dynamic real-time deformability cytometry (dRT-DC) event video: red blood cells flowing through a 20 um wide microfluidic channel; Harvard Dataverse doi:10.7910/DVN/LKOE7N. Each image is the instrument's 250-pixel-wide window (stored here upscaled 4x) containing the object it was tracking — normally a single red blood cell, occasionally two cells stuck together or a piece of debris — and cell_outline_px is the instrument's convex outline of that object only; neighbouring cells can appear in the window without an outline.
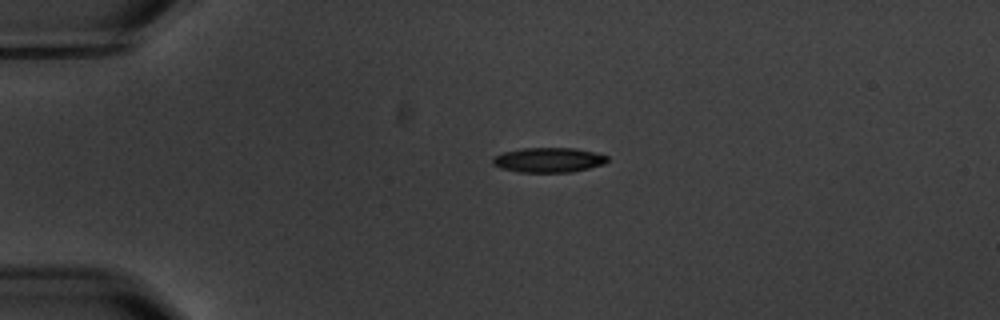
{"species": "common noctule bat (a hibernating species)", "species_latin": "Nyctalus noctula", "temperature_condition": "warm", "stored_images_in_passage": 2, "camera_frame_rate_fps": 3000, "um_per_image_px": 0.085, "animal": {"sex": "male", "body_mass_g": 20.1, "forearm_length_mm": 53.5}, "frame": {"image": 1, "passage_image": 1, "time_ms": 0.0, "image_size_px": [1000, 320], "cell_outline_px": [[608, 160], [604, 164], [572, 172], [520, 172], [500, 168], [492, 164], [492, 156], [500, 152], [520, 148], [576, 148], [596, 152], [608, 156]], "centroid_in_image_um": [46.59, 13.59], "position_along_channel_um": 38.4, "area_um2": 16.82}}